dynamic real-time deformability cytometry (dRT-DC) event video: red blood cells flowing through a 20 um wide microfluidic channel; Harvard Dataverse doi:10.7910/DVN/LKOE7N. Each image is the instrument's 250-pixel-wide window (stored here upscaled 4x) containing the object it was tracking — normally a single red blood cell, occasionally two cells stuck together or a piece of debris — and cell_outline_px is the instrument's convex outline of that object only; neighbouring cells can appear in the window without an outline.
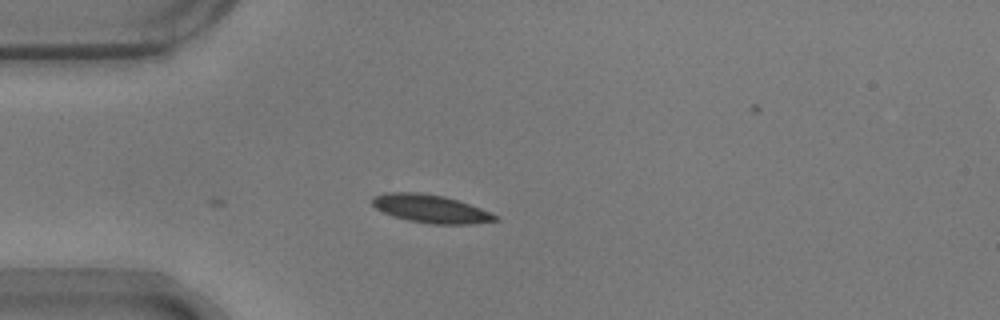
{"species": "common noctule bat (a hibernating species)", "species_latin": "Nyctalus noctula", "temperature_condition": "warm", "stored_images_in_passage": 2, "camera_frame_rate_fps": 3000, "um_per_image_px": 0.085, "animal": {"sex": "male", "body_mass_g": 17.9}, "frame": {"image": 1, "passage_image": 2, "time_ms": 0.333, "image_size_px": [1000, 320], "cell_outline_px": [[500, 220], [472, 224], [432, 224], [408, 220], [392, 216], [376, 208], [372, 204], [372, 196], [384, 192], [420, 192], [444, 196], [480, 208], [500, 216]], "centroid_in_image_um": [36.6, 17.74], "position_along_channel_um": 48.4, "area_um2": 20.23}}